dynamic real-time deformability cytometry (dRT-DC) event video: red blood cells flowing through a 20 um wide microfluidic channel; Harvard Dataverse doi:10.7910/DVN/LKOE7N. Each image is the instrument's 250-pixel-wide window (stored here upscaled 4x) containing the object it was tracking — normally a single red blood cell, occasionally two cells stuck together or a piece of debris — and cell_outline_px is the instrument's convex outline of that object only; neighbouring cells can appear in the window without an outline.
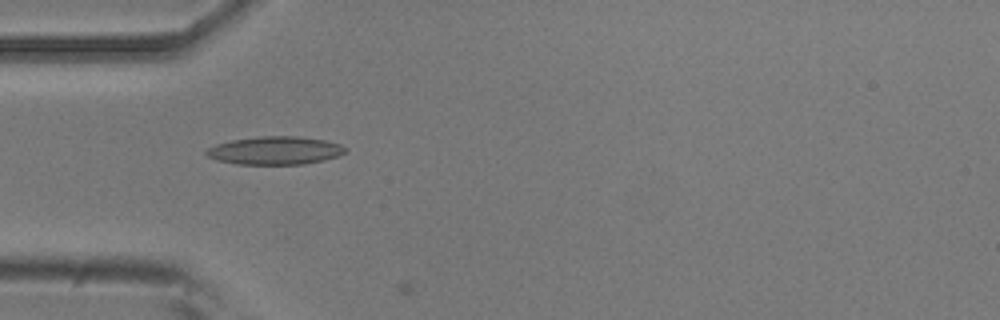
{"species": "common noctule bat (a hibernating species)", "species_latin": "Nyctalus noctula", "temperature_condition": "room temperature", "stored_images_in_passage": 5, "camera_frame_rate_fps": 3000, "um_per_image_px": 0.085, "animal": {"sex": "male", "body_mass_g": 20.5, "forearm_length_mm": 52.5}, "frame": {"image": 1, "passage_image": 5, "time_ms": 1.333, "image_size_px": [1000, 320], "cell_outline_px": [[348, 152], [324, 160], [304, 164], [236, 164], [216, 160], [208, 156], [204, 152], [208, 148], [216, 144], [232, 140], [256, 136], [300, 136], [324, 140], [340, 144], [348, 148]], "centroid_in_image_um": [23.39, 12.79], "position_along_channel_um": 61.6, "area_um2": 22.89}}